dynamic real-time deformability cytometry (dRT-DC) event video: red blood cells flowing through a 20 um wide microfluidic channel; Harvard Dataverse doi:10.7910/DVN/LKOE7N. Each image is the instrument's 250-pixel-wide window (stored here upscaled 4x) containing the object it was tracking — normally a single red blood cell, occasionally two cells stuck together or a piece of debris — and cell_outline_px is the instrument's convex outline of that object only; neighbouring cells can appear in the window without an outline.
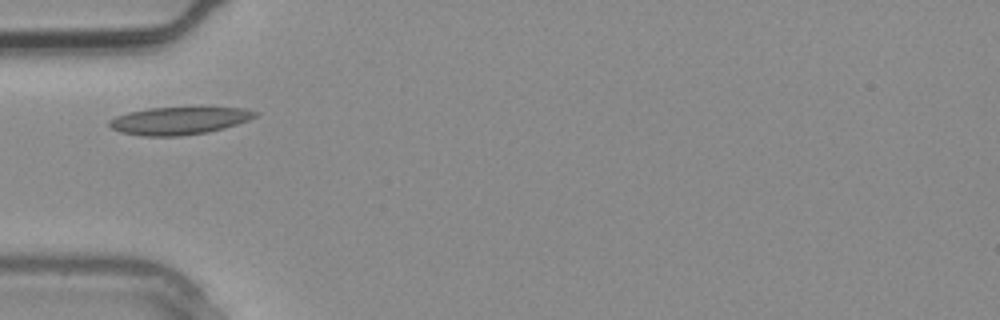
{"species": "common noctule bat (a hibernating species)", "species_latin": "Nyctalus noctula", "temperature_condition": "warm", "stored_images_in_passage": 2, "camera_frame_rate_fps": 3000, "um_per_image_px": 0.085, "animal": {"sex": "male", "body_mass_g": 20.4}, "frame": {"image": 1, "passage_image": 2, "time_ms": 0.333, "image_size_px": [1000, 320], "cell_outline_px": [[260, 112], [256, 116], [248, 120], [224, 128], [208, 132], [180, 136], [144, 136], [120, 132], [112, 128], [108, 124], [108, 120], [116, 116], [128, 112], [148, 108], [244, 108]], "centroid_in_image_um": [15.2, 10.26], "position_along_channel_um": 69.8, "area_um2": 23.29}}